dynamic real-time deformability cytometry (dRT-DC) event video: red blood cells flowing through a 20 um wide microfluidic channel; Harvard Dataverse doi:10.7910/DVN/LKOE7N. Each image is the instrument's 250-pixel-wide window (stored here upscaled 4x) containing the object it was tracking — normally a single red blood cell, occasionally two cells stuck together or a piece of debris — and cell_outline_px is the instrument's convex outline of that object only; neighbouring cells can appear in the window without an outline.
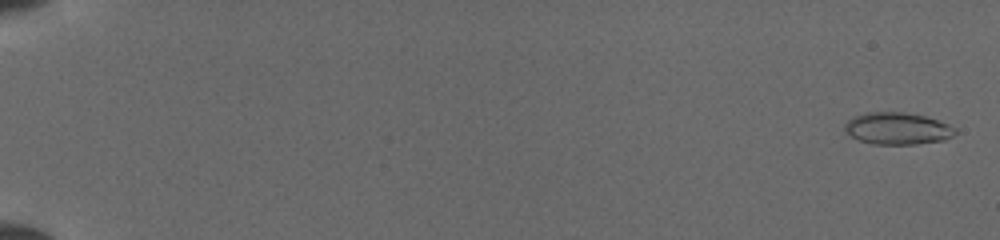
{"species": "common noctule bat (a hibernating species)", "species_latin": "Nyctalus noctula", "temperature_condition": "cold", "stored_images_in_passage": 52, "camera_frame_rate_fps": 3000, "um_per_image_px": 0.085, "animal": {"sex": "female", "body_mass_g": 19.5, "forearm_length_mm": 54.1}, "frame": {"image": 1, "passage_image": 2, "time_ms": 0.333, "image_size_px": [1000, 240], "cell_outline_px": [[956, 132], [952, 136], [944, 140], [916, 144], [872, 144], [860, 140], [844, 132], [844, 124], [848, 120], [856, 116], [868, 112], [904, 112], [924, 116], [948, 124], [956, 128]], "centroid_in_image_um": [76.27, 10.93], "position_along_channel_um": 8.7, "area_um2": 20.46}}
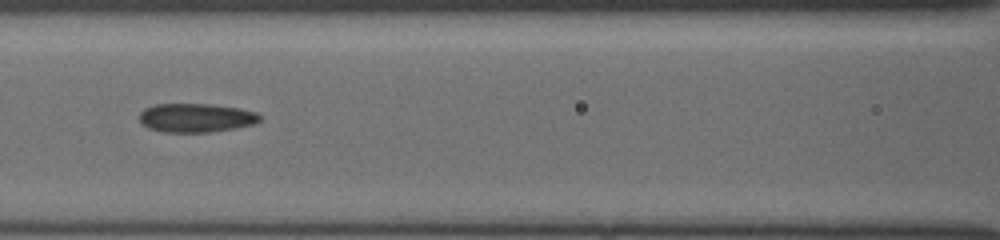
{"frame": {"image": 2, "passage_image": 26, "time_ms": 8.333, "image_size_px": [1000, 240], "cell_outline_px": [[260, 120], [252, 124], [232, 128], [208, 132], [164, 132], [148, 128], [140, 124], [140, 112], [144, 108], [156, 104], [212, 104], [240, 108], [256, 112], [260, 116]], "centroid_in_image_um": [16.61, 10.0], "position_along_channel_um": 150.0, "area_um2": 20.17}}
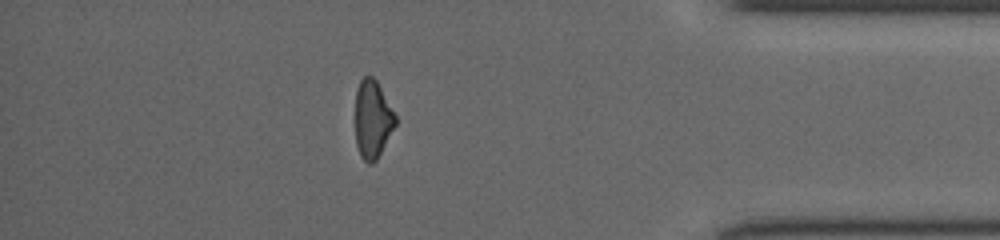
{"frame": {"image": 3, "passage_image": 46, "time_ms": 15.0, "image_size_px": [1000, 240], "cell_outline_px": [[396, 124], [376, 160], [372, 164], [368, 164], [360, 156], [356, 144], [356, 92], [360, 80], [364, 76], [372, 76], [376, 80], [396, 116]], "centroid_in_image_um": [31.66, 10.15], "position_along_channel_um": 403.5, "area_um2": 17.98}}